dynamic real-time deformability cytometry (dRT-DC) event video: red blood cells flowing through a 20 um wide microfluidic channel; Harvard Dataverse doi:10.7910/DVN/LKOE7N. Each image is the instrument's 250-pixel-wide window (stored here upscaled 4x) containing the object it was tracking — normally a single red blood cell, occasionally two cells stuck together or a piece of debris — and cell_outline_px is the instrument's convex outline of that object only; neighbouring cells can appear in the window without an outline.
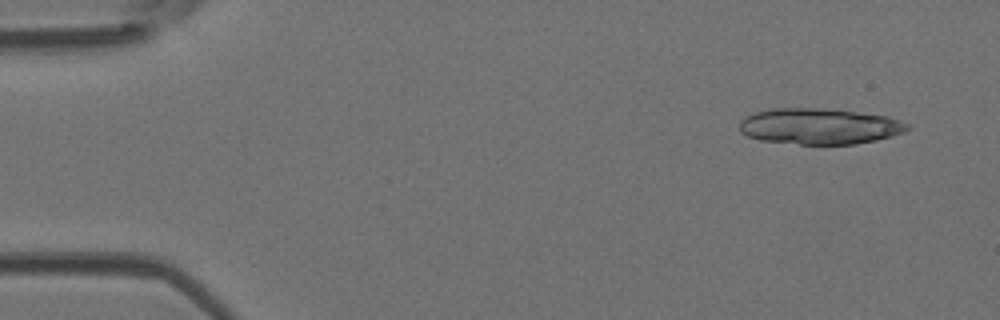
{"species": "Egyptian fruit bat (a non-hibernating species)", "species_latin": "Rousettus aegyptiacus", "temperature_condition": "room temperature", "stored_images_in_passage": 4, "camera_frame_rate_fps": 3000, "um_per_image_px": 0.085, "animal": {"sex": "female"}, "frame": {"image": 1, "passage_image": 1, "time_ms": 0.0, "image_size_px": [1000, 320], "cell_outline_px": [[912, 128], [904, 132], [892, 136], [876, 140], [856, 144], [800, 144], [760, 140], [748, 136], [740, 132], [740, 120], [744, 116], [756, 112], [772, 108], [816, 108], [856, 112], [888, 116], [912, 124]], "centroid_in_image_um": [69.68, 10.73], "position_along_channel_um": 15.3, "area_um2": 35.32}}